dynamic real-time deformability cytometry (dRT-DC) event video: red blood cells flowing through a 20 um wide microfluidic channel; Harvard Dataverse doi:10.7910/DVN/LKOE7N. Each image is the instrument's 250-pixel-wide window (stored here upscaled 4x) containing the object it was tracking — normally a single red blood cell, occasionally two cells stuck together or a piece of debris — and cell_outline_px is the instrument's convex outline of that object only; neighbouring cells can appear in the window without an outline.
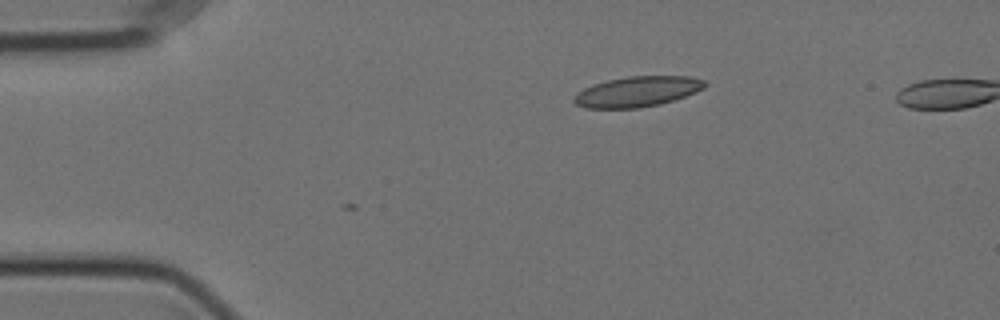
{"species": "Egyptian fruit bat (a non-hibernating species)", "species_latin": "Rousettus aegyptiacus", "temperature_condition": "cold", "stored_images_in_passage": 4, "camera_frame_rate_fps": 3000, "um_per_image_px": 0.085, "animal": {"sex": "female"}, "frame": {"image": 1, "passage_image": 1, "time_ms": 0.0, "image_size_px": [1000, 320], "cell_outline_px": [[708, 84], [704, 88], [696, 92], [660, 104], [640, 108], [584, 108], [576, 104], [572, 100], [572, 96], [576, 92], [592, 84], [608, 80], [628, 76], [688, 76], [704, 80]], "centroid_in_image_um": [54.13, 7.78], "position_along_channel_um": 30.9, "area_um2": 23.29}}